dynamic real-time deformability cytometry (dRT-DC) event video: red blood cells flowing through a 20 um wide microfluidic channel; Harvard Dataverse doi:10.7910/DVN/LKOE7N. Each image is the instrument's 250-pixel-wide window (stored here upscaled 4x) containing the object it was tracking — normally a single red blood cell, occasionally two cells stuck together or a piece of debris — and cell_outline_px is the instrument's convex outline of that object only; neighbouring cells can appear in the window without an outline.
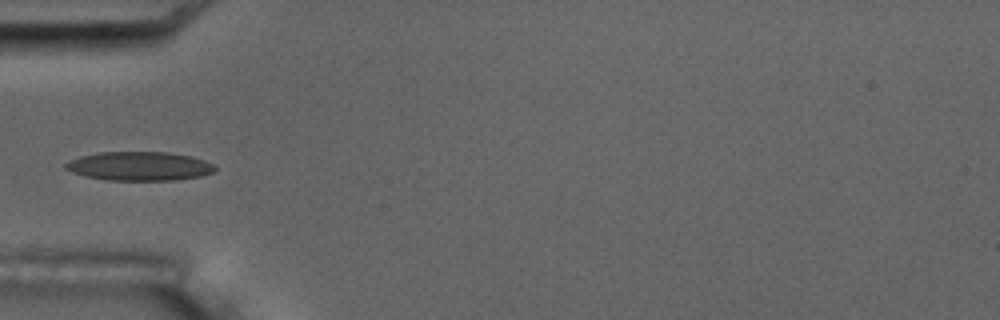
{"species": "common noctule bat (a hibernating species)", "species_latin": "Nyctalus noctula", "temperature_condition": "room temperature", "stored_images_in_passage": 6, "camera_frame_rate_fps": 3000, "um_per_image_px": 0.085, "animal": {"sex": "male", "body_mass_g": 17.5, "forearm_length_mm": 52.3}, "frame": {"image": 1, "passage_image": 6, "time_ms": 5.667, "image_size_px": [1000, 320], "cell_outline_px": [[216, 172], [200, 176], [176, 180], [108, 180], [84, 176], [72, 172], [64, 168], [64, 164], [80, 156], [96, 152], [168, 152], [192, 156], [204, 160], [212, 164], [216, 168]], "centroid_in_image_um": [11.86, 14.12], "position_along_channel_um": 73.1, "area_um2": 25.26}}